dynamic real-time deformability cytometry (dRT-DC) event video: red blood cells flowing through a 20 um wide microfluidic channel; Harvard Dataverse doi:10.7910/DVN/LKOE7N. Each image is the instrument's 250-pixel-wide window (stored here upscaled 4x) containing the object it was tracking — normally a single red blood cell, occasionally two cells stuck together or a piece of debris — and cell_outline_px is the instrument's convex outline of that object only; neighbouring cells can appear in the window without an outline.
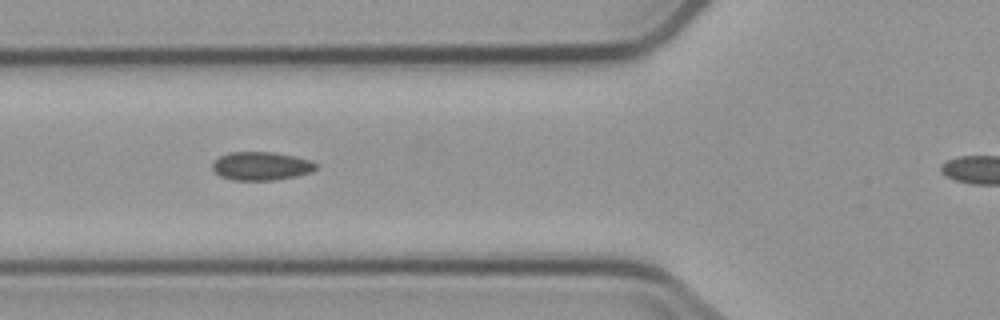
{"species": "common noctule bat (a hibernating species)", "species_latin": "Nyctalus noctula", "temperature_condition": "cold", "stored_images_in_passage": 10, "segment_of_instrument_passage": [1, 2], "camera_frame_rate_fps": 3000, "um_per_image_px": 0.085, "animal": {"sex": "male", "body_mass_g": 23.1, "forearm_length_mm": 52.7}, "frame": {"image": 1, "passage_image": 5, "time_ms": 4.333, "image_size_px": [1000, 320], "cell_outline_px": [[316, 168], [312, 172], [296, 176], [272, 180], [232, 180], [220, 176], [212, 168], [212, 164], [220, 156], [232, 152], [272, 152], [312, 160], [316, 164]], "centroid_in_image_um": [22.21, 14.12], "position_along_channel_um": 103.6, "area_um2": 16.99}}
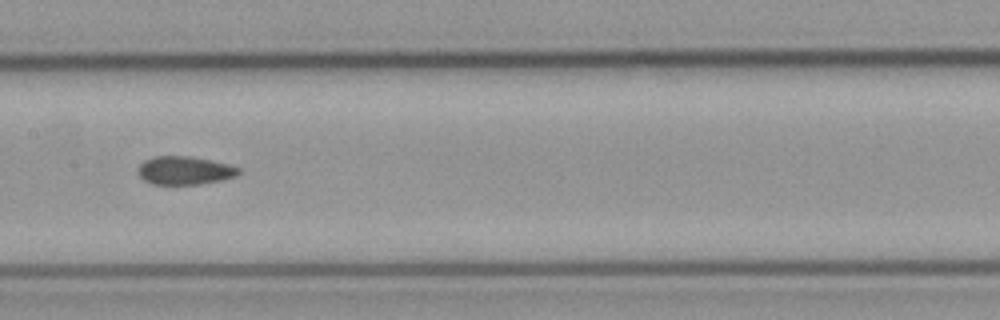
{"frame": {"image": 2, "passage_image": 7, "time_ms": 6.667, "image_size_px": [1000, 320], "cell_outline_px": [[240, 172], [236, 176], [220, 180], [200, 184], [152, 184], [144, 180], [136, 172], [136, 168], [144, 160], [152, 156], [188, 156], [228, 164], [240, 168]], "centroid_in_image_um": [15.64, 14.49], "position_along_channel_um": 191.8, "area_um2": 16.59}}
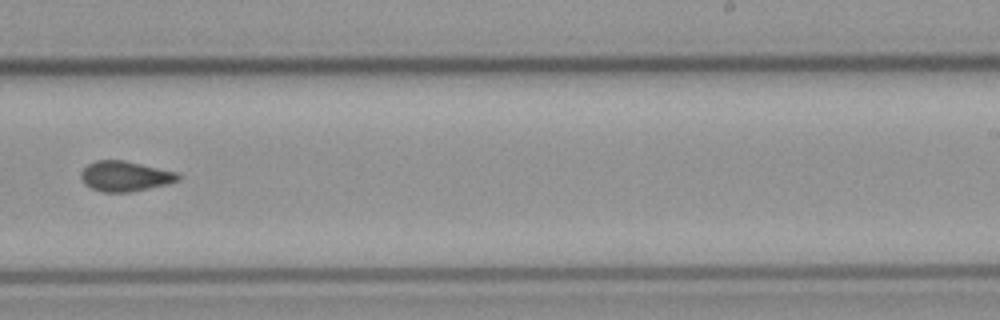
{"frame": {"image": 3, "passage_image": 9, "time_ms": 9.0, "image_size_px": [1000, 320], "cell_outline_px": [[180, 180], [168, 184], [128, 192], [104, 192], [92, 188], [84, 184], [80, 176], [80, 172], [88, 164], [96, 160], [124, 160], [176, 172], [180, 176]], "centroid_in_image_um": [10.61, 14.97], "position_along_channel_um": 278.4, "area_um2": 16.99}}